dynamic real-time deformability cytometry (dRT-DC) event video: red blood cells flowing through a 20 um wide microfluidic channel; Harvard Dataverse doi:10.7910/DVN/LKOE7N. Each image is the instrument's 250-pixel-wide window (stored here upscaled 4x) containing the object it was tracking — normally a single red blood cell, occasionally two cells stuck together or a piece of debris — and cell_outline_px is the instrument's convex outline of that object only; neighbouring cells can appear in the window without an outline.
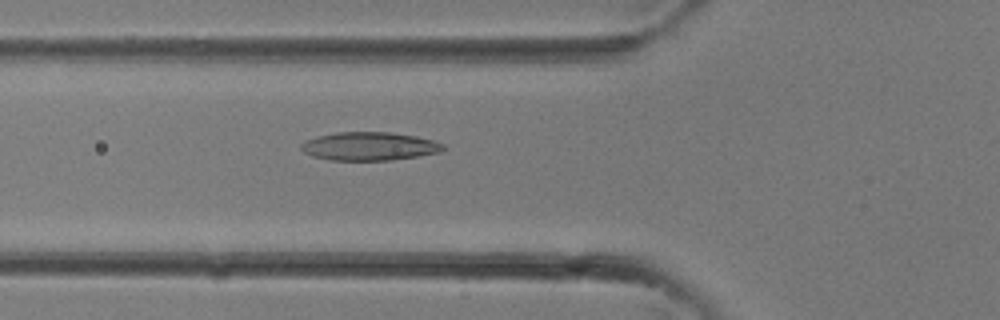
{"species": "common noctule bat (a hibernating species)", "species_latin": "Nyctalus noctula", "temperature_condition": "room temperature", "stored_images_in_passage": 33, "camera_frame_rate_fps": 3000, "um_per_image_px": 0.085, "animal": {"sex": "female"}, "frame": {"image": 1, "passage_image": 12, "time_ms": 3.667, "image_size_px": [1000, 320], "cell_outline_px": [[444, 148], [440, 152], [392, 160], [328, 160], [312, 156], [304, 152], [300, 148], [300, 144], [304, 140], [316, 136], [336, 132], [392, 132], [416, 136], [432, 140], [444, 144]], "centroid_in_image_um": [31.34, 12.42], "position_along_channel_um": 94.5, "area_um2": 23.58}}
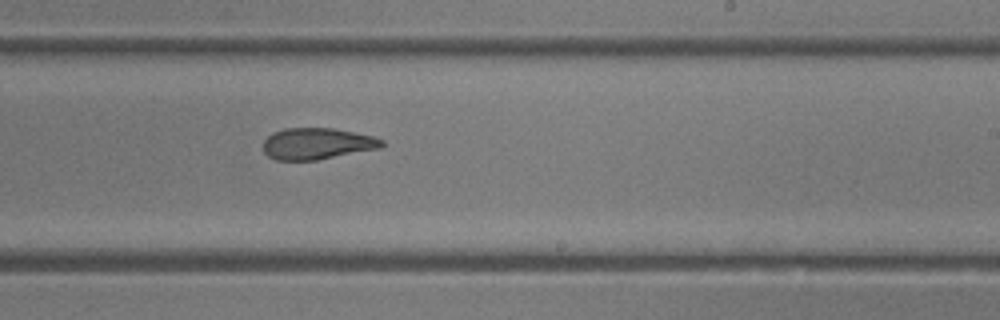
{"frame": {"image": 2, "passage_image": 20, "time_ms": 6.333, "image_size_px": [1000, 320], "cell_outline_px": [[384, 144], [380, 148], [316, 160], [276, 160], [268, 156], [264, 152], [264, 140], [272, 132], [284, 128], [332, 128], [372, 136], [384, 140]], "centroid_in_image_um": [26.93, 12.21], "position_along_channel_um": 262.1, "area_um2": 21.62}}
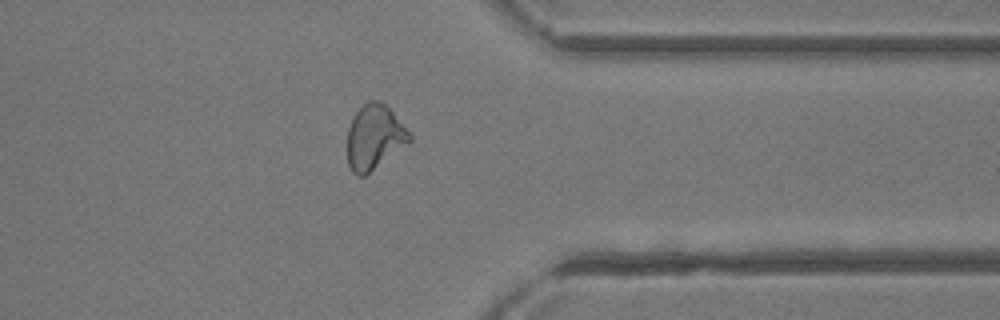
{"frame": {"image": 3, "passage_image": 26, "time_ms": 8.333, "image_size_px": [1000, 320], "cell_outline_px": [[412, 140], [364, 176], [356, 176], [352, 172], [348, 164], [348, 128], [356, 112], [368, 100], [380, 100], [392, 112], [412, 136]], "centroid_in_image_um": [31.8, 11.66], "position_along_channel_um": 379.6, "area_um2": 22.95}}